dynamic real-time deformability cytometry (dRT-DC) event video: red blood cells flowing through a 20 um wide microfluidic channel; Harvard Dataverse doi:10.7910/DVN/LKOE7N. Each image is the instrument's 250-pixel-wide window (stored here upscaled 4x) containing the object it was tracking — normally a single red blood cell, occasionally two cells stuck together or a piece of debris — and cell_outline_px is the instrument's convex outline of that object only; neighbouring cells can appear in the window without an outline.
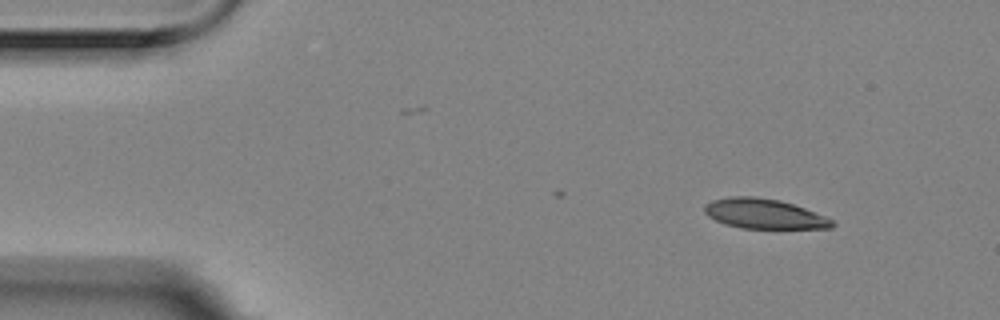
{"species": "Egyptian fruit bat (a non-hibernating species)", "species_latin": "Rousettus aegyptiacus", "temperature_condition": "room temperature", "stored_images_in_passage": 2, "camera_frame_rate_fps": 3000, "um_per_image_px": 0.085, "animal": {"sex": "female"}, "frame": {"image": 1, "passage_image": 2, "time_ms": 0.333, "image_size_px": [1000, 320], "cell_outline_px": [[836, 224], [832, 228], [740, 228], [724, 224], [708, 216], [704, 212], [704, 204], [712, 200], [732, 196], [752, 196], [780, 200], [804, 208], [824, 216], [832, 220]], "centroid_in_image_um": [64.91, 18.17], "position_along_channel_um": 20.1, "area_um2": 22.14}}